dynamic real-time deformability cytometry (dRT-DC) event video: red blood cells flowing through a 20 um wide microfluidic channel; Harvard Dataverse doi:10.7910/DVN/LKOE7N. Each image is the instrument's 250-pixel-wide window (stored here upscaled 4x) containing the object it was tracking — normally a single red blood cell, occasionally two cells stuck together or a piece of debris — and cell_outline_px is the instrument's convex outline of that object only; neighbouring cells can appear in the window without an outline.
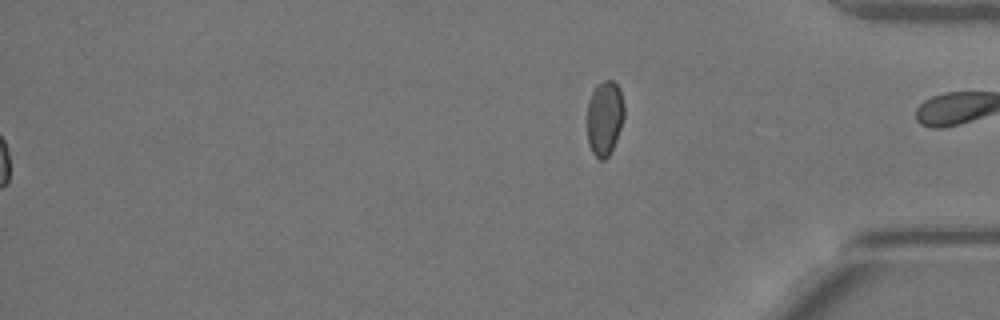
{"species": "Egyptian fruit bat (a non-hibernating species)", "species_latin": "Rousettus aegyptiacus", "temperature_condition": "warm", "stored_images_in_passage": 56, "segment_of_instrument_passage": [2, 2], "camera_frame_rate_fps": 3000, "um_per_image_px": 0.085, "animal": {"sex": "female"}, "frame": {"image": 1, "passage_image": 56, "time_ms": 18.333, "image_size_px": [1000, 320], "cell_outline_px": [[624, 116], [616, 140], [608, 156], [604, 160], [600, 160], [592, 152], [588, 144], [588, 100], [596, 84], [604, 80], [612, 80], [620, 88], [624, 104]], "centroid_in_image_um": [51.39, 10.0], "position_along_channel_um": 383.8, "area_um2": 16.13}}